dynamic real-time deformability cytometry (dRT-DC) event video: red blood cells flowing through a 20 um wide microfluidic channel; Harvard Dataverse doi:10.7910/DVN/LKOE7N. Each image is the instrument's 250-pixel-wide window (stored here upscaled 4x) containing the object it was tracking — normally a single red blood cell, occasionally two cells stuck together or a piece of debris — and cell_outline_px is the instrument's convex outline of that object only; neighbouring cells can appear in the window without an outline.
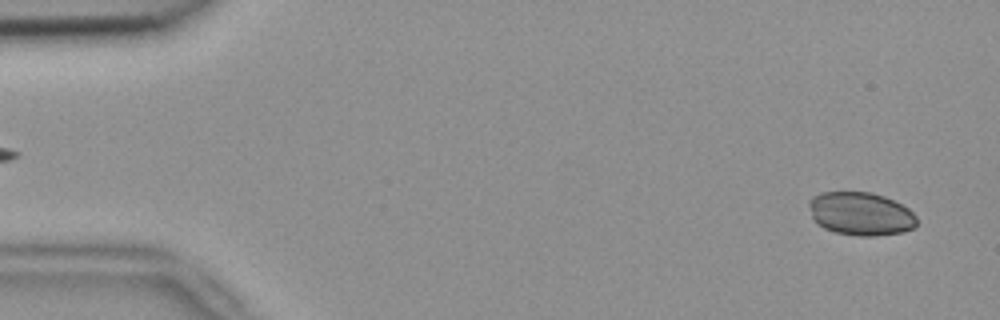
{"species": "common noctule bat (a hibernating species)", "species_latin": "Nyctalus noctula", "temperature_condition": "room temperature", "stored_images_in_passage": 17, "camera_frame_rate_fps": 3000, "um_per_image_px": 0.085, "animal": {"sex": "female", "body_mass_g": 18.4}, "frame": {"image": 1, "passage_image": 3, "time_ms": 0.667, "image_size_px": [1000, 320], "cell_outline_px": [[916, 228], [904, 232], [876, 236], [856, 236], [836, 232], [824, 228], [816, 224], [812, 216], [808, 204], [808, 200], [812, 196], [820, 192], [872, 192], [884, 196], [908, 208], [916, 216]], "centroid_in_image_um": [73.15, 18.17], "position_along_channel_um": 11.9, "area_um2": 27.46}}
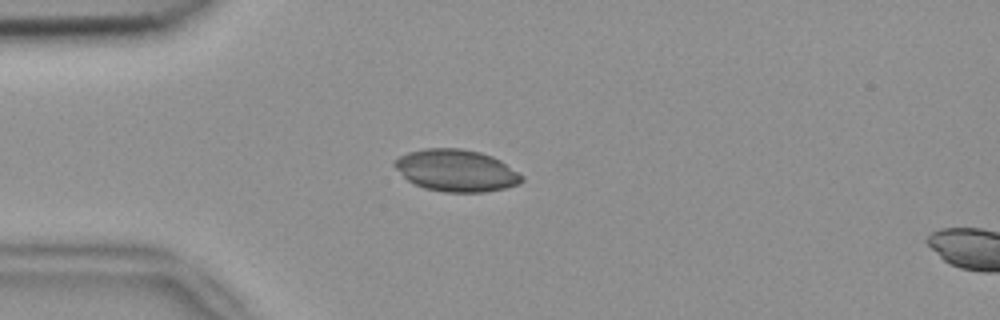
{"frame": {"image": 2, "passage_image": 14, "time_ms": 4.333, "image_size_px": [1000, 320], "cell_outline_px": [[524, 180], [520, 184], [504, 188], [484, 192], [444, 192], [424, 188], [408, 180], [392, 164], [392, 160], [408, 152], [424, 148], [460, 148], [480, 152], [492, 156], [500, 160], [524, 176]], "centroid_in_image_um": [38.79, 14.49], "position_along_channel_um": 46.2, "area_um2": 31.15}}